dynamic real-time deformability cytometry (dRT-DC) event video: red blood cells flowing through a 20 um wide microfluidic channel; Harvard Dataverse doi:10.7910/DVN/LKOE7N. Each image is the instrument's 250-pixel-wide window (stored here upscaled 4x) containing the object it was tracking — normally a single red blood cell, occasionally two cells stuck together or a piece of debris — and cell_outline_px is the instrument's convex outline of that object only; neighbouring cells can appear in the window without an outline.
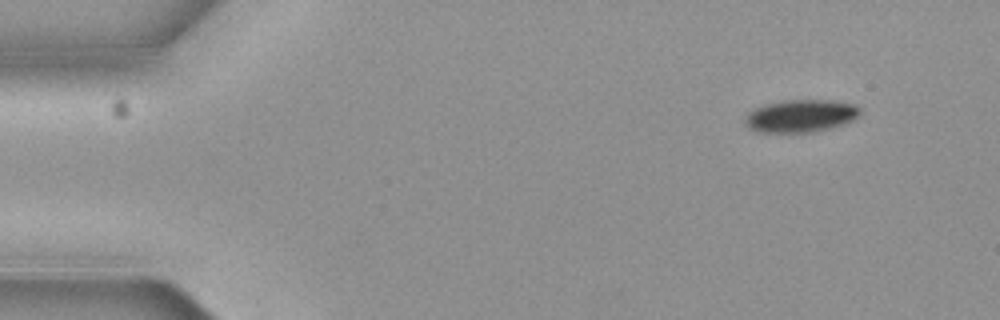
{"species": "common noctule bat (a hibernating species)", "species_latin": "Nyctalus noctula", "temperature_condition": "cold", "stored_images_in_passage": 4, "segment_of_instrument_passage": [1, 2], "camera_frame_rate_fps": 3000, "um_per_image_px": 0.085, "animal": {"sex": "female", "body_mass_g": 19.3, "forearm_length_mm": 54.1}, "frame": {"image": 1, "passage_image": 1, "time_ms": 0.0, "image_size_px": [1000, 320], "cell_outline_px": [[860, 116], [844, 124], [812, 132], [756, 132], [748, 128], [744, 120], [748, 112], [764, 104], [784, 100], [832, 100], [852, 104], [860, 108]], "centroid_in_image_um": [68.04, 9.85], "position_along_channel_um": 17.0, "area_um2": 21.85}}